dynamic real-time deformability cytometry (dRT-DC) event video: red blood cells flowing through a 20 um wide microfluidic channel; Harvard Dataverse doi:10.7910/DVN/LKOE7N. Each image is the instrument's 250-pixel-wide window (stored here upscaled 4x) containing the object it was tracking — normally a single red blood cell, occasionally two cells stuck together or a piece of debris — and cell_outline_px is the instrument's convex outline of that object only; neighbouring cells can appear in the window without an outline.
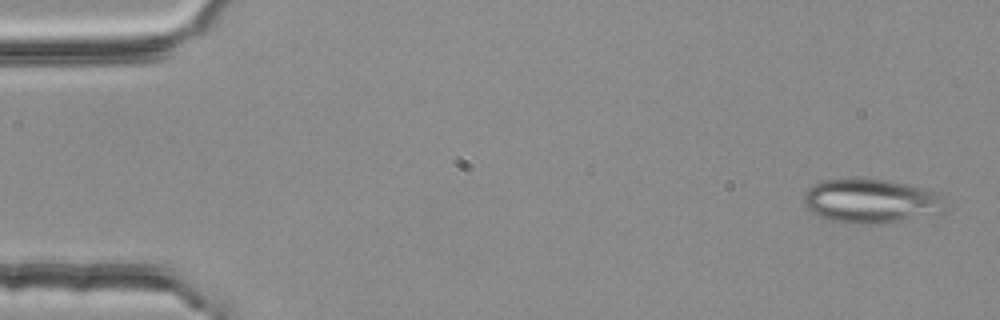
{"species": "common noctule bat (a hibernating species)", "species_latin": "Nyctalus noctula", "temperature_condition": "room temperature", "stored_images_in_passage": 4, "camera_frame_rate_fps": 3000, "um_per_image_px": 0.085, "animal": {"sex": "female", "body_mass_g": 25.1}, "frame": {"image": 1, "passage_image": 1, "time_ms": 0.0, "image_size_px": [1000, 320], "cell_outline_px": [[944, 212], [936, 216], [876, 224], [848, 224], [832, 220], [820, 216], [812, 212], [804, 204], [804, 192], [812, 184], [820, 180], [888, 180], [936, 192], [944, 208]], "centroid_in_image_um": [74.01, 17.12], "position_along_channel_um": 11.0, "area_um2": 36.13}}